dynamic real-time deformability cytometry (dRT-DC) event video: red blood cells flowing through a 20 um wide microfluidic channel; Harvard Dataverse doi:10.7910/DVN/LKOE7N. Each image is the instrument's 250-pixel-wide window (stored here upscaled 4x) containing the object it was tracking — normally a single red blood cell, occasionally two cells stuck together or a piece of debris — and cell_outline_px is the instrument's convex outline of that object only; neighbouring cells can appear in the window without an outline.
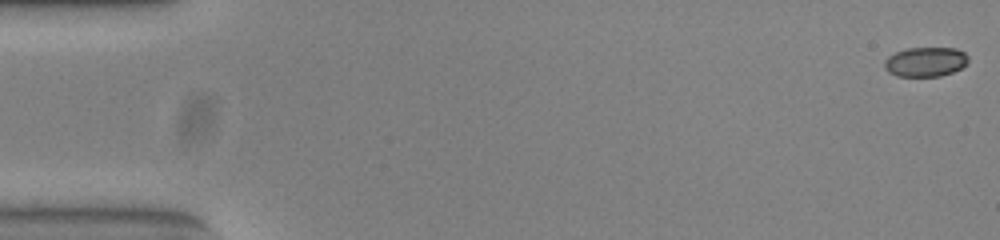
{"species": "common noctule bat (a hibernating species)", "species_latin": "Nyctalus noctula", "temperature_condition": "warm", "stored_images_in_passage": 54, "camera_frame_rate_fps": 3000, "um_per_image_px": 0.085, "animal": {"sex": "female", "body_mass_g": 23.0, "forearm_length_mm": 53.4}, "frame": {"image": 1, "passage_image": 1, "time_ms": 0.0, "image_size_px": [1000, 240], "cell_outline_px": [[968, 64], [952, 72], [940, 76], [896, 76], [888, 72], [884, 68], [884, 60], [888, 56], [896, 52], [908, 48], [956, 48], [964, 52], [968, 56]], "centroid_in_image_um": [78.66, 5.25], "position_along_channel_um": 6.3, "area_um2": 14.51}}
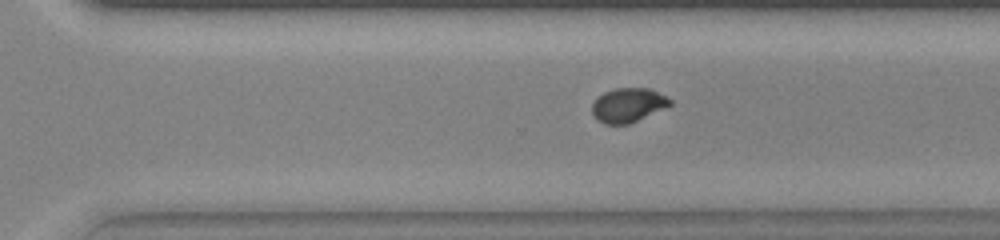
{"frame": {"image": 2, "passage_image": 37, "time_ms": 12.0, "image_size_px": [1000, 240], "cell_outline_px": [[672, 104], [628, 124], [604, 124], [596, 120], [592, 116], [592, 104], [604, 92], [616, 88], [648, 88], [672, 100]], "centroid_in_image_um": [53.34, 8.94], "position_along_channel_um": 317.3, "area_um2": 15.26}}
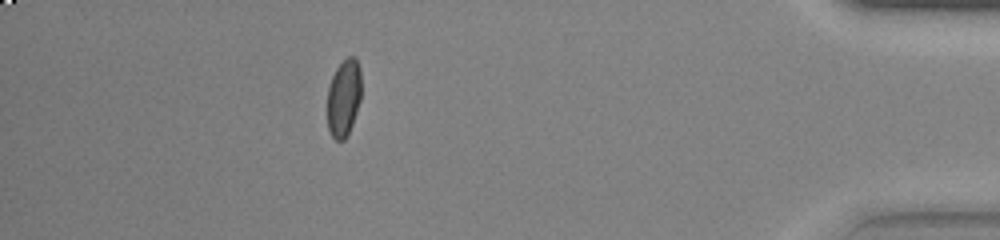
{"frame": {"image": 3, "passage_image": 48, "time_ms": 15.667, "image_size_px": [1000, 240], "cell_outline_px": [[360, 100], [348, 136], [344, 140], [336, 140], [332, 136], [328, 128], [328, 88], [332, 76], [336, 68], [348, 56], [356, 56], [360, 68]], "centroid_in_image_um": [29.22, 8.31], "position_along_channel_um": 406.0, "area_um2": 15.26}}